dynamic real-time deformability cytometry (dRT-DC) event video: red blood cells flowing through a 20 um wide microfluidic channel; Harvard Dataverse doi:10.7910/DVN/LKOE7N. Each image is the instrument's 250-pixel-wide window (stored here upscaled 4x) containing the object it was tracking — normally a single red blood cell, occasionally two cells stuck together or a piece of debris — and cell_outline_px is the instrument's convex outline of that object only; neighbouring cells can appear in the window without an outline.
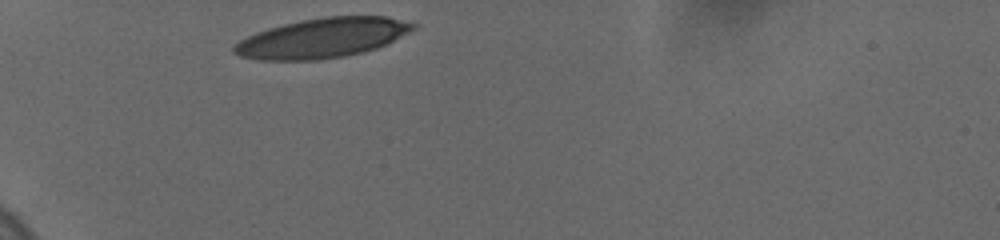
{"species": "human", "species_latin": "Homo sapiens", "temperature_condition": "cold", "stored_images_in_passage": 3, "camera_frame_rate_fps": 3000, "um_per_image_px": 0.085, "donor": {"sex": "female"}, "frame": {"image": 1, "passage_image": 1, "time_ms": 0.0, "image_size_px": [1000, 240], "cell_outline_px": [[416, 28], [388, 44], [364, 52], [344, 56], [316, 60], [260, 60], [240, 56], [232, 52], [232, 44], [256, 32], [268, 28], [300, 20], [324, 16], [388, 16], [416, 24]], "centroid_in_image_um": [27.39, 3.23], "position_along_channel_um": 57.6, "area_um2": 41.62}}